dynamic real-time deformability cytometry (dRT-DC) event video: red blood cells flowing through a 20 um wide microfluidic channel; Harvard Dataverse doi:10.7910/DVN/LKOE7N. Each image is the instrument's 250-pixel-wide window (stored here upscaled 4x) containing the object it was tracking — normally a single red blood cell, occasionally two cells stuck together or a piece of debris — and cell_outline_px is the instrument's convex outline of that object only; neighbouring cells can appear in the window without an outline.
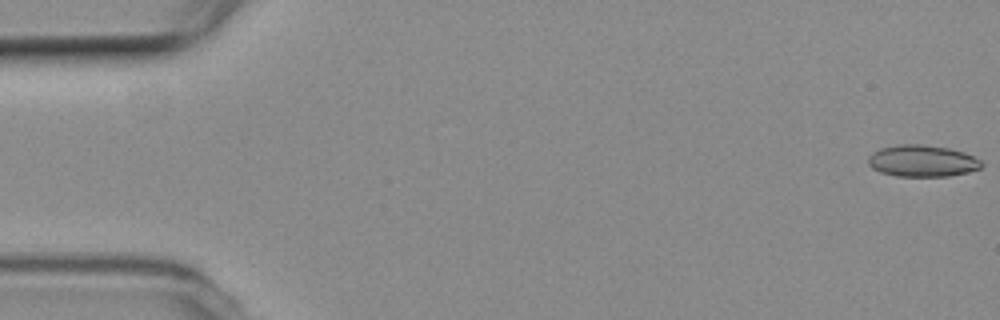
{"species": "common noctule bat (a hibernating species)", "species_latin": "Nyctalus noctula", "temperature_condition": "room temperature", "stored_images_in_passage": 54, "camera_frame_rate_fps": 3000, "um_per_image_px": 0.085, "animal": {"sex": "female", "body_mass_g": 19.3, "forearm_length_mm": 54.1}, "frame": {"image": 1, "passage_image": 1, "time_ms": 0.0, "image_size_px": [1000, 320], "cell_outline_px": [[984, 164], [980, 168], [968, 172], [948, 176], [896, 176], [880, 172], [872, 168], [868, 164], [868, 156], [872, 152], [880, 148], [896, 144], [924, 144], [948, 148], [964, 152], [980, 160]], "centroid_in_image_um": [78.36, 13.67], "position_along_channel_um": 6.6, "area_um2": 21.04}}
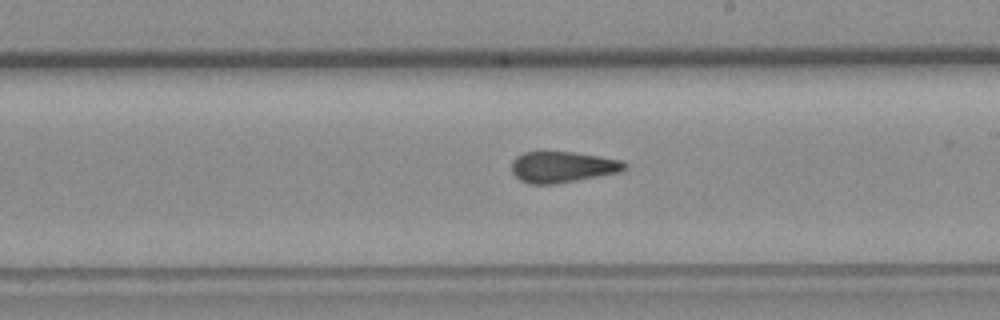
{"frame": {"image": 2, "passage_image": 31, "time_ms": 10.0, "image_size_px": [1000, 320], "cell_outline_px": [[628, 168], [620, 172], [556, 184], [532, 184], [520, 180], [512, 172], [512, 160], [516, 156], [524, 152], [572, 152], [600, 156], [624, 160], [628, 164]], "centroid_in_image_um": [47.85, 14.19], "position_along_channel_um": 241.1, "area_um2": 20.58}}
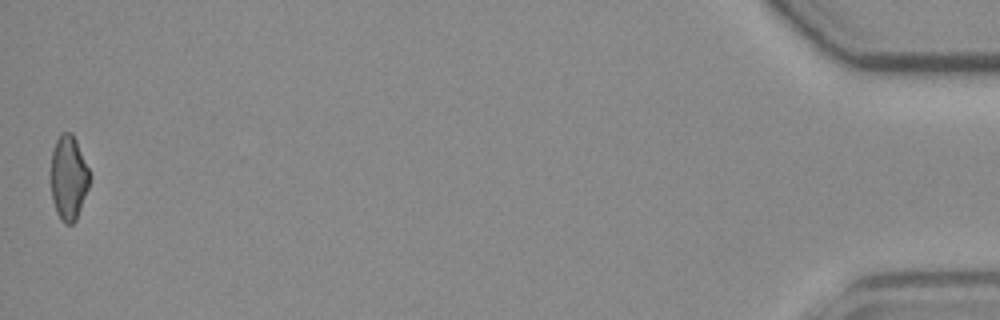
{"frame": {"image": 3, "passage_image": 54, "time_ms": 17.667, "image_size_px": [1000, 320], "cell_outline_px": [[92, 176], [88, 188], [76, 220], [72, 224], [64, 224], [60, 220], [56, 212], [52, 200], [52, 152], [56, 140], [60, 132], [72, 132], [76, 140]], "centroid_in_image_um": [5.85, 15.11], "position_along_channel_um": 429.4, "area_um2": 19.13}, "authors_computed_cell_mechanics": {"area_um2": 20.808, "velocity_mm_per_s": 3.8037, "shape_relaxation_time_tau1_ms": null, "shape_relaxation_time_tau2_ms": 3.0831, "deformation_change_tau1": null, "deformation_change_tau2": 0.0988}}